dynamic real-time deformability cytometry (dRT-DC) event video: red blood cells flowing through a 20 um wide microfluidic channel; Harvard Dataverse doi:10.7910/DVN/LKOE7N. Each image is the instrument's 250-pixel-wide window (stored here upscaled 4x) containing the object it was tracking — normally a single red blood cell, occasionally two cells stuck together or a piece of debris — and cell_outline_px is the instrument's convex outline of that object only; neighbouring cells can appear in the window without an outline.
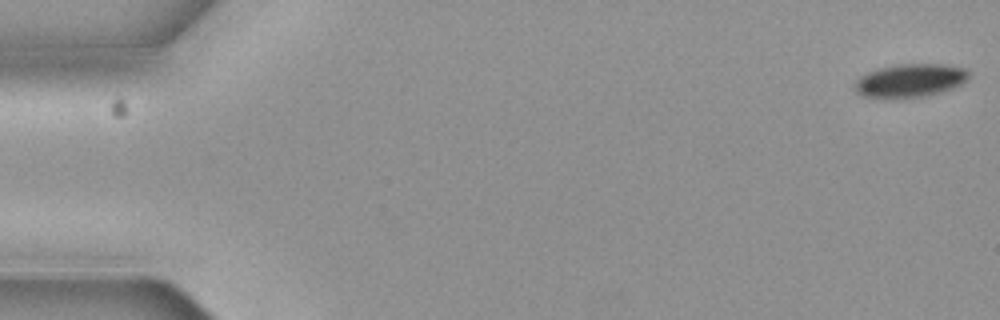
{"species": "common noctule bat (a hibernating species)", "species_latin": "Nyctalus noctula", "temperature_condition": "cold", "stored_images_in_passage": 5, "camera_frame_rate_fps": 3000, "um_per_image_px": 0.085, "animal": {"sex": "female", "body_mass_g": 19.3, "forearm_length_mm": 54.1}, "frame": {"image": 1, "passage_image": 1, "time_ms": 0.0, "image_size_px": [1000, 320], "cell_outline_px": [[968, 76], [960, 84], [952, 88], [940, 92], [924, 96], [896, 100], [864, 96], [856, 92], [852, 88], [856, 80], [860, 76], [868, 72], [880, 68], [896, 64], [940, 64], [964, 68], [968, 72]], "centroid_in_image_um": [77.27, 6.87], "position_along_channel_um": 7.7, "area_um2": 22.31}}
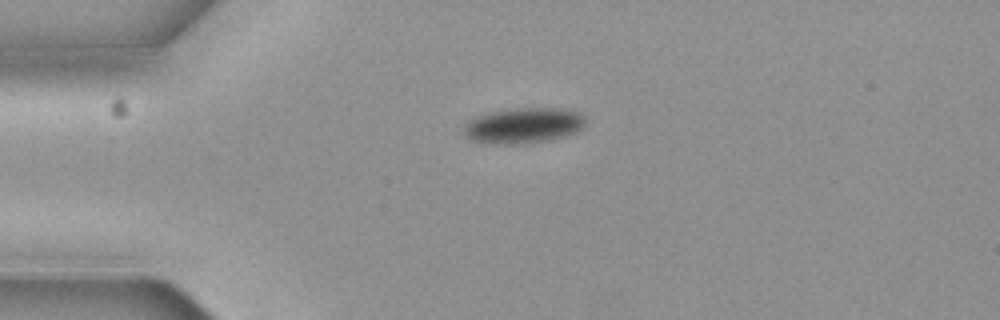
{"frame": {"image": 2, "passage_image": 4, "time_ms": 1.0, "image_size_px": [1000, 320], "cell_outline_px": [[584, 128], [576, 132], [564, 136], [548, 140], [524, 144], [504, 144], [468, 140], [464, 136], [464, 124], [468, 120], [476, 116], [488, 112], [512, 108], [564, 108], [580, 112], [584, 116]], "centroid_in_image_um": [44.48, 10.66], "position_along_channel_um": 40.5, "area_um2": 25.55}}